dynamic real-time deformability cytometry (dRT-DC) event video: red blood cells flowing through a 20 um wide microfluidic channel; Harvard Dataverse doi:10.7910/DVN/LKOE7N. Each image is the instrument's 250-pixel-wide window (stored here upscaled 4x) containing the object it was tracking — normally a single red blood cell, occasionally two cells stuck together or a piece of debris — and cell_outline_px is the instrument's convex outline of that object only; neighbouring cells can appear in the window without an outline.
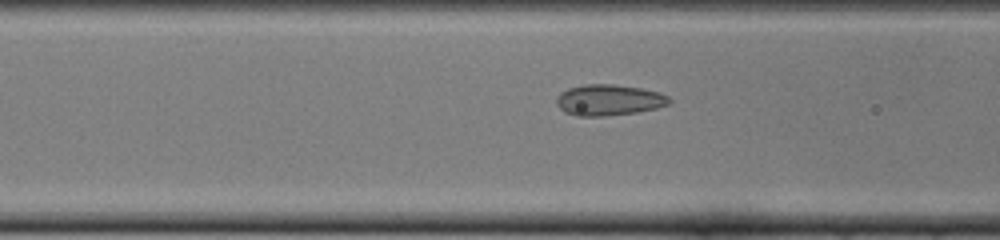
{"species": "common noctule bat (a hibernating species)", "species_latin": "Nyctalus noctula", "temperature_condition": "cold", "stored_images_in_passage": 39, "camera_frame_rate_fps": 3000, "um_per_image_px": 0.085, "animal": {"sex": "female", "body_mass_g": 22.0, "forearm_length_mm": 56.7}, "frame": {"image": 1, "passage_image": 7, "time_ms": 2.0, "image_size_px": [1000, 240], "cell_outline_px": [[672, 100], [668, 104], [656, 108], [636, 112], [604, 116], [576, 116], [564, 112], [556, 104], [556, 96], [560, 92], [568, 88], [584, 84], [612, 84], [640, 88], [660, 92], [668, 96]], "centroid_in_image_um": [51.72, 8.5], "position_along_channel_um": 114.9, "area_um2": 20.46}}
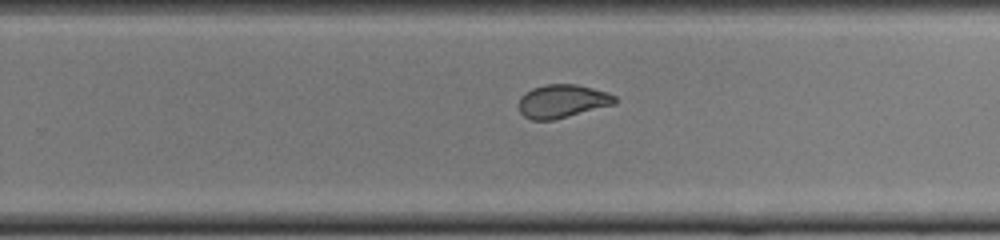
{"frame": {"image": 2, "passage_image": 20, "time_ms": 6.333, "image_size_px": [1000, 240], "cell_outline_px": [[616, 104], [552, 120], [532, 120], [524, 116], [520, 112], [520, 96], [524, 92], [532, 88], [544, 84], [576, 84], [608, 92], [616, 96]], "centroid_in_image_um": [47.8, 8.59], "position_along_channel_um": 282.0, "area_um2": 18.67}}
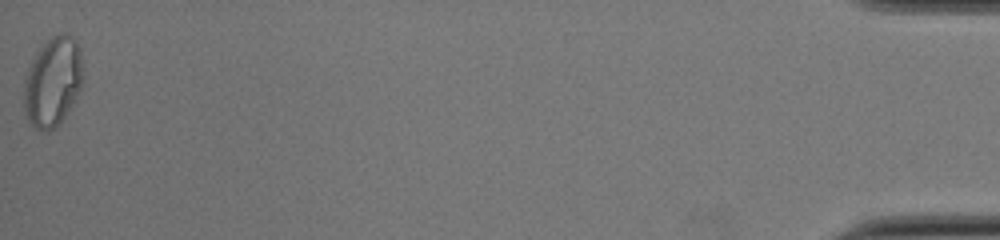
{"frame": {"image": 3, "passage_image": 39, "time_ms": 12.667, "image_size_px": [1000, 240], "cell_outline_px": [[84, 84], [80, 92], [64, 116], [48, 132], [44, 132], [36, 128], [28, 120], [24, 108], [24, 80], [28, 68], [36, 52], [52, 36], [60, 32], [68, 32], [76, 40], [80, 48], [84, 68]], "centroid_in_image_um": [4.53, 6.9], "position_along_channel_um": 430.7, "area_um2": 31.15}, "authors_computed_cell_mechanics": {"area_um2": 20.0566, "velocity_mm_per_s": 3.8712, "shape_relaxation_time_tau1_ms": null, "shape_relaxation_time_tau2_ms": 0.9712, "deformation_change_tau1": null, "deformation_change_tau2": 0.047}}